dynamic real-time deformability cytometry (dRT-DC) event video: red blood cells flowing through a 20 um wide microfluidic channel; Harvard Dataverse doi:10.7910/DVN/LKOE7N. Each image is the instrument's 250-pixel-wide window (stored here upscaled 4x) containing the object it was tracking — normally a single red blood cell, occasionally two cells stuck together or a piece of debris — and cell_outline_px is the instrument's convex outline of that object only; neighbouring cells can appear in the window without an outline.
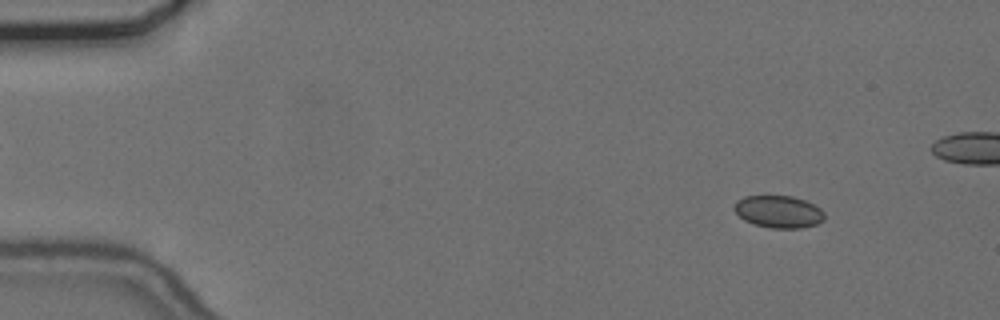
{"species": "common noctule bat (a hibernating species)", "species_latin": "Nyctalus noctula", "temperature_condition": "cold", "stored_images_in_passage": 58, "camera_frame_rate_fps": 3000, "um_per_image_px": 0.085, "animal": {"sex": "female", "body_mass_g": 24.6, "forearm_length_mm": 56.2}, "frame": {"image": 1, "passage_image": 7, "time_ms": 2.0, "image_size_px": [1000, 320], "cell_outline_px": [[824, 220], [816, 224], [800, 228], [772, 228], [752, 224], [744, 220], [732, 208], [736, 200], [744, 196], [792, 196], [804, 200], [820, 208], [824, 212]], "centroid_in_image_um": [66.15, 17.99], "position_along_channel_um": 18.9, "area_um2": 16.99}}
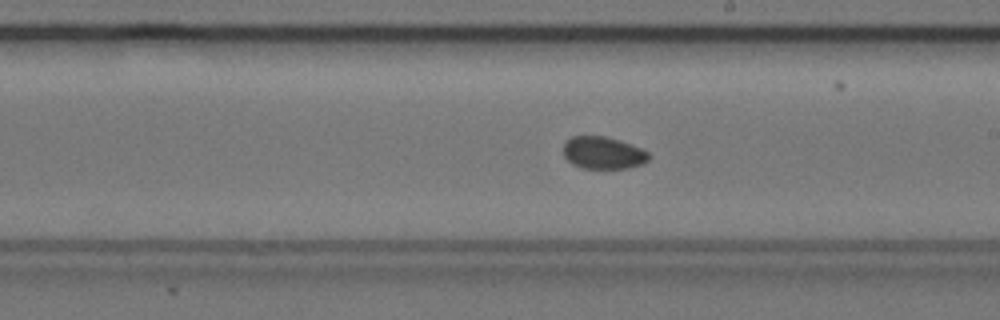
{"frame": {"image": 2, "passage_image": 33, "time_ms": 10.667, "image_size_px": [1000, 320], "cell_outline_px": [[652, 156], [644, 164], [628, 168], [580, 168], [572, 164], [564, 156], [564, 144], [572, 136], [604, 136], [620, 140], [640, 148], [648, 152]], "centroid_in_image_um": [51.29, 13.0], "position_along_channel_um": 237.7, "area_um2": 16.13}}
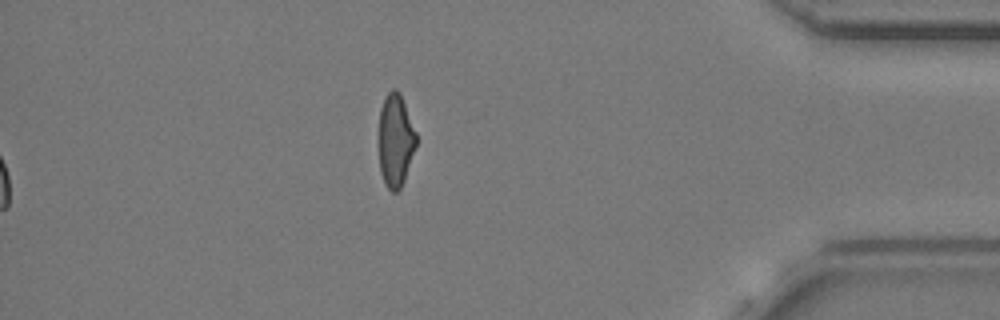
{"frame": {"image": 3, "passage_image": 58, "time_ms": 19.0, "image_size_px": [1000, 320], "cell_outline_px": [[416, 144], [404, 180], [400, 188], [396, 192], [392, 192], [384, 184], [380, 172], [380, 108], [388, 92], [392, 88], [396, 88], [400, 92], [416, 132]], "centroid_in_image_um": [33.62, 11.92], "position_along_channel_um": 401.6, "area_um2": 19.94}}